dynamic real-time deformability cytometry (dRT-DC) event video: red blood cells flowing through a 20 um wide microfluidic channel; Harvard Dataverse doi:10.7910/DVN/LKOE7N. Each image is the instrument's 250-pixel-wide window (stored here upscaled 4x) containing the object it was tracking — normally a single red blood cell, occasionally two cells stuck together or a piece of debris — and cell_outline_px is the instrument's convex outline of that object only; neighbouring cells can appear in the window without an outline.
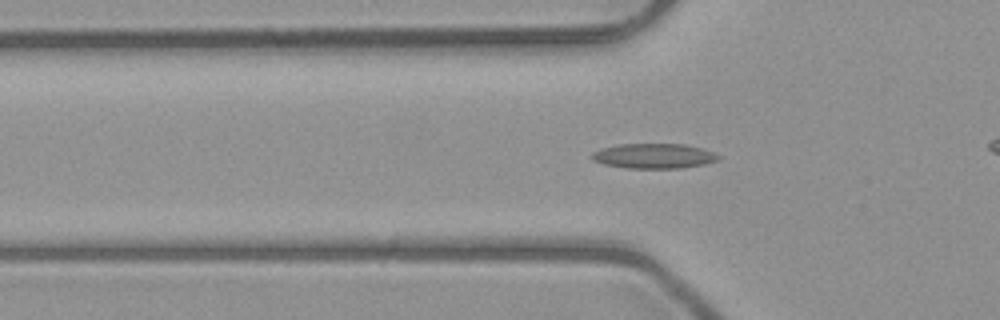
{"species": "common noctule bat (a hibernating species)", "species_latin": "Nyctalus noctula", "temperature_condition": "room temperature", "stored_images_in_passage": 46, "camera_frame_rate_fps": 3000, "um_per_image_px": 0.085, "animal": {"sex": "male", "body_mass_g": 23.1, "forearm_length_mm": 52.7}, "frame": {"image": 1, "passage_image": 11, "time_ms": 3.333, "image_size_px": [1000, 320], "cell_outline_px": [[720, 160], [704, 164], [680, 168], [624, 168], [604, 164], [592, 160], [592, 152], [600, 148], [620, 144], [684, 144], [700, 148], [712, 152], [720, 156]], "centroid_in_image_um": [55.55, 13.26], "position_along_channel_um": 70.2, "area_um2": 18.38}}
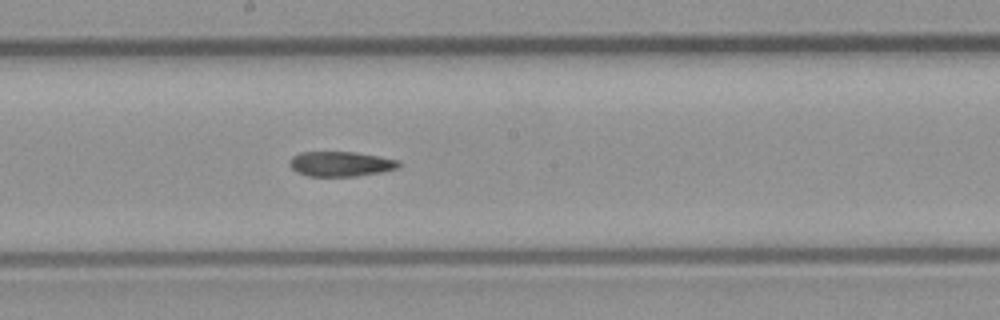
{"frame": {"image": 2, "passage_image": 22, "time_ms": 7.0, "image_size_px": [1000, 320], "cell_outline_px": [[400, 164], [396, 168], [380, 172], [352, 176], [308, 176], [296, 172], [288, 164], [288, 160], [292, 156], [300, 152], [356, 152], [400, 160]], "centroid_in_image_um": [28.9, 13.92], "position_along_channel_um": 219.3, "area_um2": 15.84}}
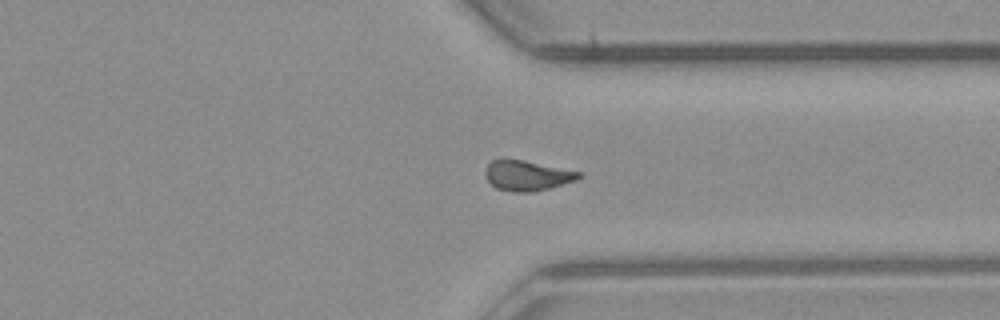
{"frame": {"image": 3, "passage_image": 33, "time_ms": 10.667, "image_size_px": [1000, 320], "cell_outline_px": [[580, 176], [576, 180], [548, 188], [532, 192], [512, 192], [496, 188], [484, 176], [484, 172], [488, 164], [492, 160], [524, 160], [580, 172]], "centroid_in_image_um": [44.76, 14.93], "position_along_channel_um": 366.6, "area_um2": 16.13}, "authors_computed_cell_mechanics": {"area_um2": 16.6175, "velocity_mm_per_s": 4.0313, "shape_relaxation_time_tau1_ms": null, "shape_relaxation_time_tau2_ms": 6.2828, "deformation_change_tau1": null, "deformation_change_tau2": 0.1311}}